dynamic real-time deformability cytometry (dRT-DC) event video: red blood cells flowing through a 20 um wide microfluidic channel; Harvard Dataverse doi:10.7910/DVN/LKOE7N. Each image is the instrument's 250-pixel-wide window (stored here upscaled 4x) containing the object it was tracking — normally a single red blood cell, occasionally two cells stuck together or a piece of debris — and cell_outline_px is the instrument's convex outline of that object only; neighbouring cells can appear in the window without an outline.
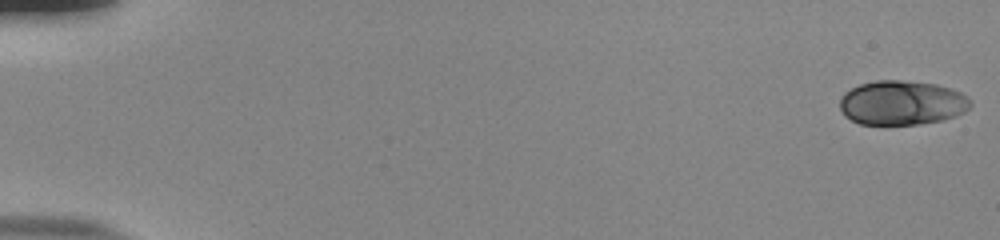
{"species": "human", "species_latin": "Homo sapiens", "temperature_condition": "room temperature", "stored_images_in_passage": 55, "camera_frame_rate_fps": 3000, "um_per_image_px": 0.085, "donor": {"sex": "male"}, "frame": {"image": 1, "passage_image": 1, "time_ms": 0.0, "image_size_px": [1000, 240], "cell_outline_px": [[972, 104], [964, 112], [956, 116], [944, 120], [920, 124], [860, 124], [844, 116], [840, 108], [840, 96], [844, 92], [860, 84], [876, 80], [900, 80], [936, 84], [952, 88], [968, 96], [972, 100]], "centroid_in_image_um": [76.68, 8.73], "position_along_channel_um": 8.3, "area_um2": 34.1}}
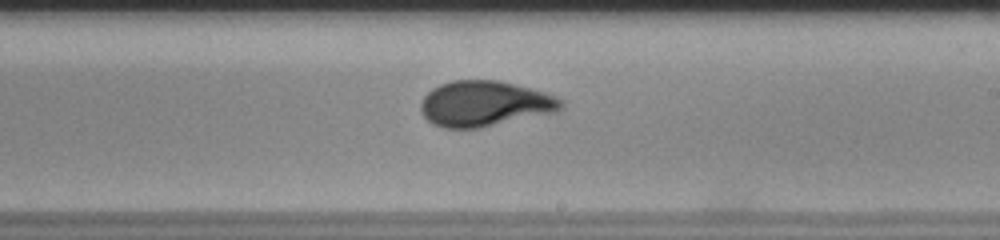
{"frame": {"image": 2, "passage_image": 34, "time_ms": 11.0, "image_size_px": [1000, 240], "cell_outline_px": [[564, 108], [556, 112], [480, 128], [444, 128], [432, 124], [420, 112], [420, 104], [424, 96], [432, 88], [440, 84], [452, 80], [496, 80], [544, 92], [564, 100]], "centroid_in_image_um": [41.18, 8.82], "position_along_channel_um": 247.8, "area_um2": 37.28}}
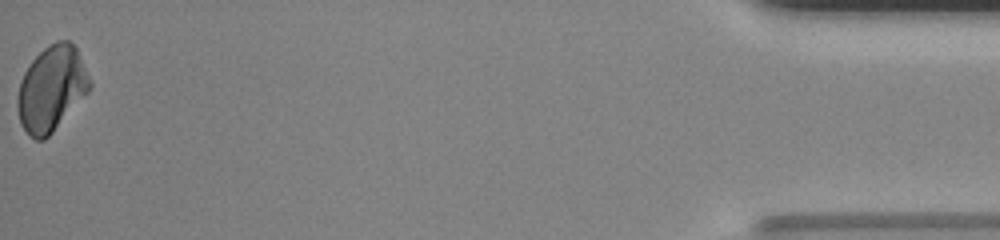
{"frame": {"image": 3, "passage_image": 55, "time_ms": 18.0, "image_size_px": [1000, 240], "cell_outline_px": [[92, 88], [52, 132], [44, 140], [36, 140], [28, 136], [20, 124], [16, 104], [16, 100], [20, 80], [24, 72], [32, 60], [48, 44], [56, 40], [68, 40], [76, 48], [92, 84]], "centroid_in_image_um": [4.35, 7.55], "position_along_channel_um": 430.9, "area_um2": 35.84}, "authors_computed_cell_mechanics": {"area_um2": 35.7204, "velocity_mm_per_s": 3.8334, "shape_relaxation_time_tau1_ms": 4.406, "shape_relaxation_time_tau2_ms": null, "deformation_change_tau1": 0.1014, "deformation_change_tau2": null}}